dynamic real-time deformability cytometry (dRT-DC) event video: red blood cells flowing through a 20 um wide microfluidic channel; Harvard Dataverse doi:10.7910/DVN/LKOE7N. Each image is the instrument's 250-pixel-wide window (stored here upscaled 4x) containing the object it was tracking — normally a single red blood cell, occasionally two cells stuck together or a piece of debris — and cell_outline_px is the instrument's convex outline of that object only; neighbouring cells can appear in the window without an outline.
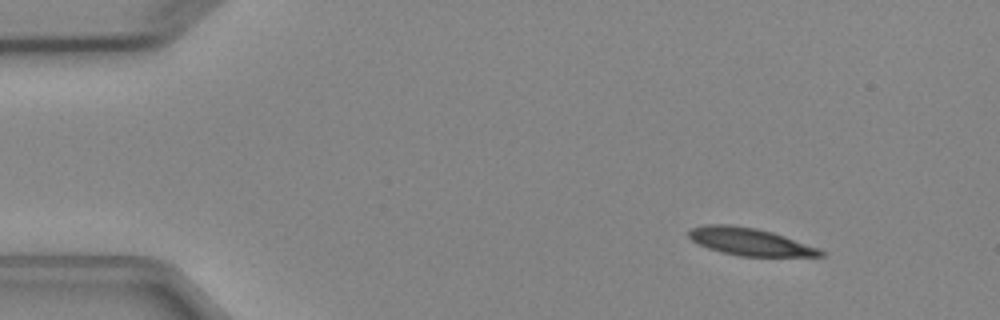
{"species": "Egyptian fruit bat (a non-hibernating species)", "species_latin": "Rousettus aegyptiacus", "temperature_condition": "cold", "stored_images_in_passage": 6, "camera_frame_rate_fps": 3000, "um_per_image_px": 0.085, "animal": {"sex": "female"}, "frame": {"image": 1, "passage_image": 1, "time_ms": 0.0, "image_size_px": [1000, 320], "cell_outline_px": [[828, 252], [824, 256], [740, 256], [720, 252], [708, 248], [692, 240], [688, 236], [688, 232], [692, 228], [704, 224], [728, 224], [756, 228], [772, 232], [820, 248]], "centroid_in_image_um": [63.77, 20.54], "position_along_channel_um": 21.2, "area_um2": 21.1}}
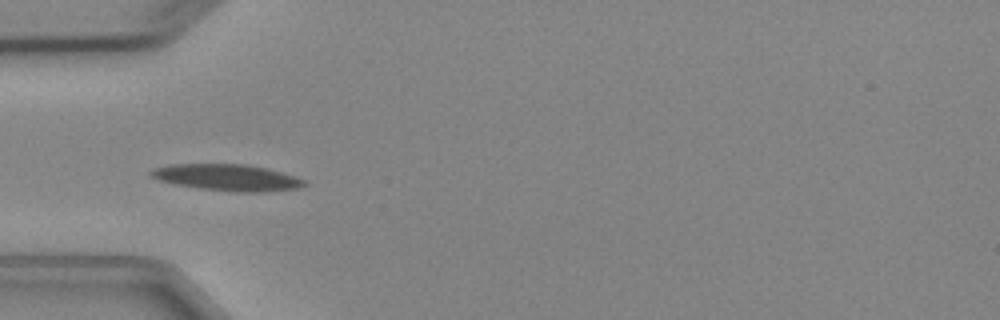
{"frame": {"image": 2, "passage_image": 4, "time_ms": 3.333, "image_size_px": [1000, 320], "cell_outline_px": [[308, 184], [300, 188], [264, 192], [240, 192], [200, 188], [176, 184], [160, 180], [152, 176], [148, 172], [152, 168], [168, 164], [248, 164], [268, 168], [304, 180]], "centroid_in_image_um": [19.32, 15.08], "position_along_channel_um": 65.7, "area_um2": 23.58}}